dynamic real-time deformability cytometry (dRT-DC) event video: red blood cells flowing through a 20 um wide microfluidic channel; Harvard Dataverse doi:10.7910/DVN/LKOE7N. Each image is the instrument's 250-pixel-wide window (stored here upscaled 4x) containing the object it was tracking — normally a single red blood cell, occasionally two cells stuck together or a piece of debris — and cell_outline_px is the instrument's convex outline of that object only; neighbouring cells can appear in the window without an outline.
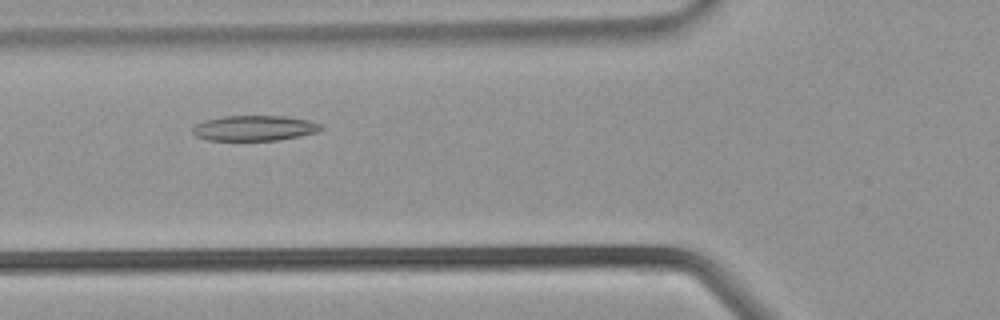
{"species": "common noctule bat (a hibernating species)", "species_latin": "Nyctalus noctula", "temperature_condition": "warm", "stored_images_in_passage": 32, "camera_frame_rate_fps": 3000, "um_per_image_px": 0.085, "animal": {"sex": "male", "body_mass_g": 21.5, "forearm_length_mm": 52.0}, "frame": {"image": 1, "passage_image": 9, "time_ms": 2.667, "image_size_px": [1000, 320], "cell_outline_px": [[324, 128], [316, 132], [300, 136], [276, 140], [208, 140], [196, 136], [192, 132], [192, 128], [196, 124], [204, 120], [224, 116], [284, 116], [308, 120], [320, 124]], "centroid_in_image_um": [21.61, 10.89], "position_along_channel_um": 104.2, "area_um2": 18.84}}
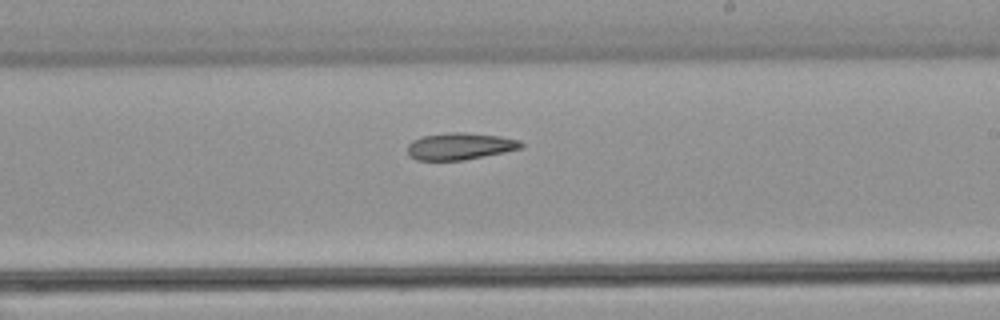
{"frame": {"image": 2, "passage_image": 17, "time_ms": 5.333, "image_size_px": [1000, 320], "cell_outline_px": [[524, 148], [464, 160], [416, 160], [408, 156], [408, 144], [412, 140], [424, 136], [452, 132], [464, 132], [500, 136], [520, 140], [524, 144]], "centroid_in_image_um": [39.11, 12.43], "position_along_channel_um": 249.9, "area_um2": 17.86}}
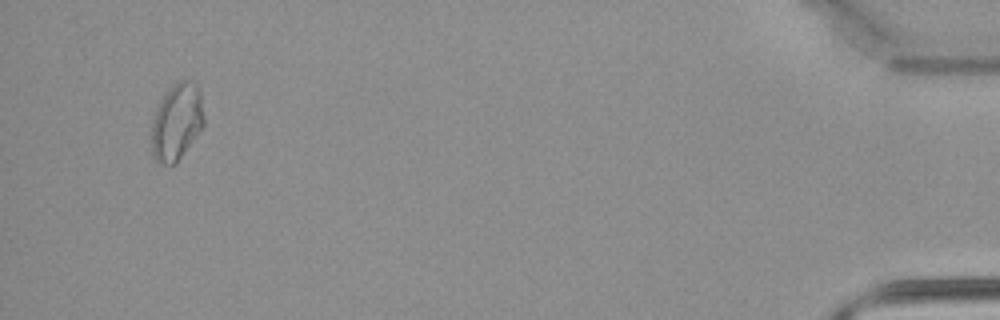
{"frame": {"image": 3, "passage_image": 31, "time_ms": 10.0, "image_size_px": [1000, 320], "cell_outline_px": [[204, 124], [176, 164], [164, 164], [156, 160], [152, 156], [152, 116], [160, 100], [168, 88], [176, 80], [184, 80], [196, 84], [200, 88], [204, 116]], "centroid_in_image_um": [15.01, 10.32], "position_along_channel_um": 420.2, "area_um2": 23.58}}